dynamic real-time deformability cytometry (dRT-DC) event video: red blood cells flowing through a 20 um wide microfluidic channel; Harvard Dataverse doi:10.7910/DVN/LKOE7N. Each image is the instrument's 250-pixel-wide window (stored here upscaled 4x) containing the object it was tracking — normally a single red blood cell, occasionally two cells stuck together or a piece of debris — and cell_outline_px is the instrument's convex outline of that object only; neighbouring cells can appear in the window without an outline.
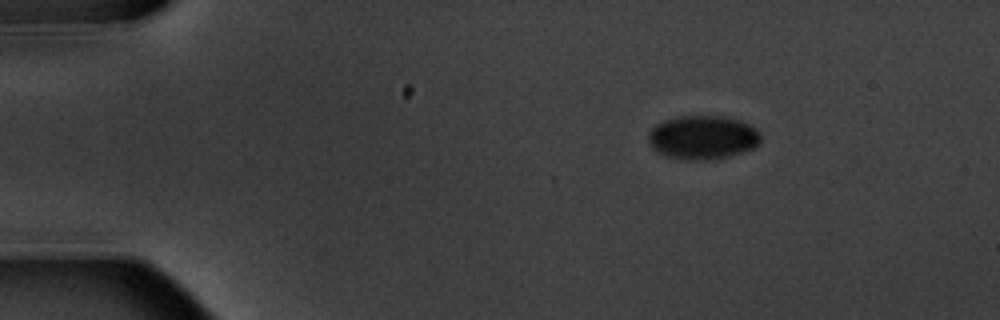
{"species": "common noctule bat (a hibernating species)", "species_latin": "Nyctalus noctula", "temperature_condition": "warm", "stored_images_in_passage": 3, "camera_frame_rate_fps": 3000, "um_per_image_px": 0.085, "animal": {"sex": "male", "body_mass_g": 20.1, "forearm_length_mm": 53.5}, "frame": {"image": 1, "passage_image": 1, "time_ms": 0.0, "image_size_px": [1000, 320], "cell_outline_px": [[760, 144], [752, 148], [716, 160], [688, 160], [664, 156], [656, 152], [648, 144], [648, 132], [656, 124], [664, 120], [680, 116], [724, 116], [740, 120], [756, 128], [760, 132]], "centroid_in_image_um": [59.7, 11.68], "position_along_channel_um": 25.3, "area_um2": 29.02}}